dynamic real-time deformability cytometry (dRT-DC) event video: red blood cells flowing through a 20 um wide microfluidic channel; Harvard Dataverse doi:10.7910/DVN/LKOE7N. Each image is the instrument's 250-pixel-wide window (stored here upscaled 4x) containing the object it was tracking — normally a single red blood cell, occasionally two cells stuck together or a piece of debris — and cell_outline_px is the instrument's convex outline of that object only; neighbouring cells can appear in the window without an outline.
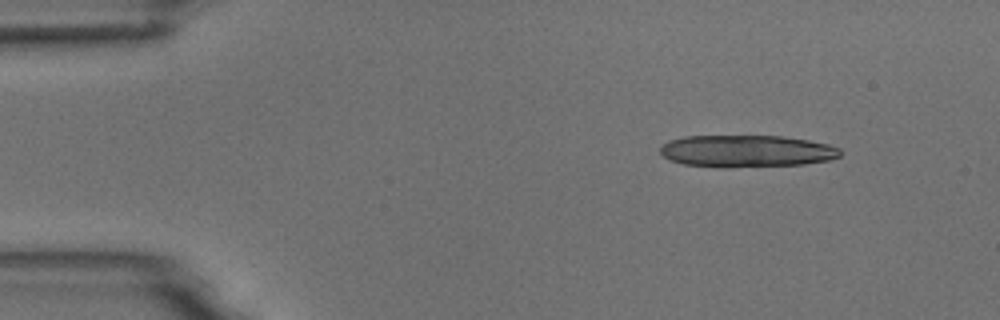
{"species": "common noctule bat (a hibernating species)", "species_latin": "Nyctalus noctula", "temperature_condition": "room temperature", "stored_images_in_passage": 4, "camera_frame_rate_fps": 3000, "um_per_image_px": 0.085, "animal": {"sex": "male", "body_mass_g": 18.8}, "frame": {"image": 1, "passage_image": 1, "time_ms": 0.0, "image_size_px": [1000, 320], "cell_outline_px": [[840, 156], [828, 160], [804, 164], [720, 168], [684, 164], [668, 160], [660, 152], [660, 148], [668, 140], [684, 136], [784, 136], [808, 140], [828, 144], [840, 148]], "centroid_in_image_um": [63.43, 12.85], "position_along_channel_um": 21.6, "area_um2": 33.81}}